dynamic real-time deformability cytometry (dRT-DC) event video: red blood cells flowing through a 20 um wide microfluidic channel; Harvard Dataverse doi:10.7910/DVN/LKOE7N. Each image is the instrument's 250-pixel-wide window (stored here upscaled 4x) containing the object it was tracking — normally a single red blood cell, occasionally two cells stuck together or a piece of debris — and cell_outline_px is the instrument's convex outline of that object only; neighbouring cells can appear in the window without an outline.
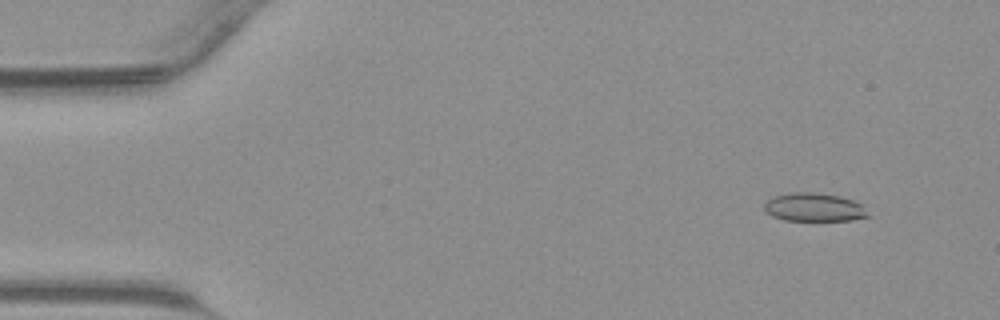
{"species": "common noctule bat (a hibernating species)", "species_latin": "Nyctalus noctula", "temperature_condition": "warm", "stored_images_in_passage": 44, "camera_frame_rate_fps": 3000, "um_per_image_px": 0.085, "animal": {"sex": "male", "body_mass_g": 23.1, "forearm_length_mm": 52.7}, "frame": {"image": 1, "passage_image": 4, "time_ms": 1.0, "image_size_px": [1000, 320], "cell_outline_px": [[872, 216], [852, 220], [784, 220], [772, 216], [764, 208], [764, 204], [772, 196], [792, 192], [812, 192], [840, 196], [864, 204]], "centroid_in_image_um": [69.26, 17.61], "position_along_channel_um": 15.7, "area_um2": 17.34}}
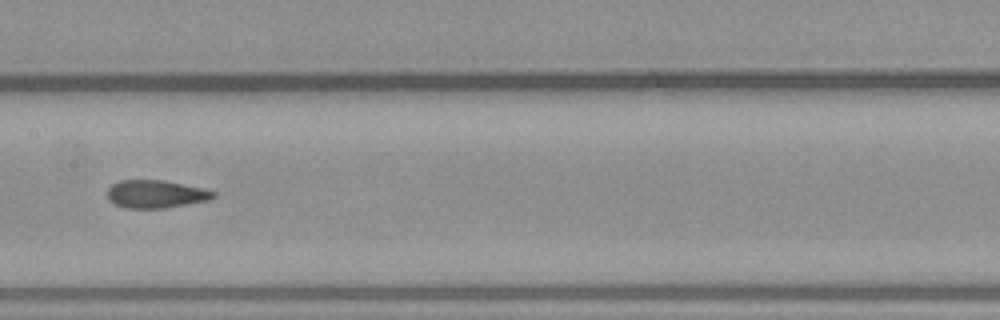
{"frame": {"image": 2, "passage_image": 22, "time_ms": 7.0, "image_size_px": [1000, 320], "cell_outline_px": [[216, 196], [208, 200], [164, 208], [124, 208], [108, 200], [108, 188], [112, 184], [120, 180], [164, 180], [200, 188], [216, 192]], "centroid_in_image_um": [13.21, 16.49], "position_along_channel_um": 194.2, "area_um2": 17.05}}
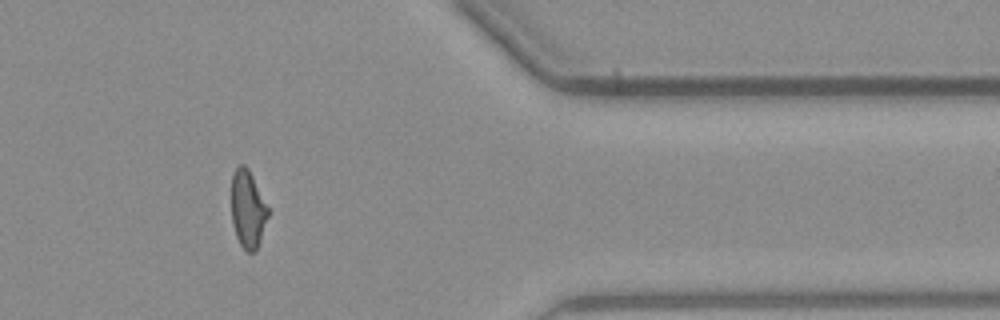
{"frame": {"image": 3, "passage_image": 36, "time_ms": 11.667, "image_size_px": [1000, 320], "cell_outline_px": [[268, 216], [260, 240], [256, 248], [252, 252], [248, 252], [240, 244], [236, 236], [232, 220], [232, 172], [240, 164], [244, 164], [248, 168], [268, 208]], "centroid_in_image_um": [21.05, 17.75], "position_along_channel_um": 390.4, "area_um2": 16.18}}